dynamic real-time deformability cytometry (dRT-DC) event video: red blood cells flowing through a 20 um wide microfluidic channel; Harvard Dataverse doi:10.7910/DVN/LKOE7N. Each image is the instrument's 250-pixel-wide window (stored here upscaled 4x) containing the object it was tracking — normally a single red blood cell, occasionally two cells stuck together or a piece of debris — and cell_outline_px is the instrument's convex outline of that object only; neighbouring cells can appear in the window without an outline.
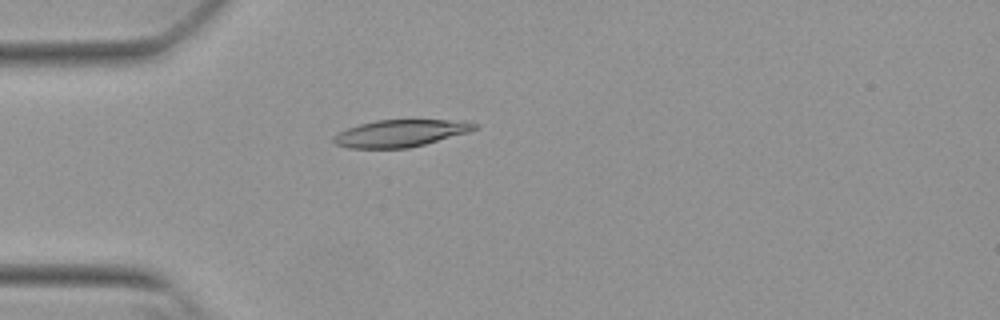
{"species": "Egyptian fruit bat (a non-hibernating species)", "species_latin": "Rousettus aegyptiacus", "temperature_condition": "warm", "stored_images_in_passage": 44, "camera_frame_rate_fps": 3000, "um_per_image_px": 0.085, "animal": {"sex": "female"}, "frame": {"image": 1, "passage_image": 6, "time_ms": 1.667, "image_size_px": [1000, 320], "cell_outline_px": [[480, 124], [476, 128], [468, 132], [424, 144], [408, 148], [348, 148], [336, 144], [332, 140], [332, 136], [348, 128], [360, 124], [376, 120], [472, 120]], "centroid_in_image_um": [34.08, 11.31], "position_along_channel_um": 50.9, "area_um2": 22.25}}
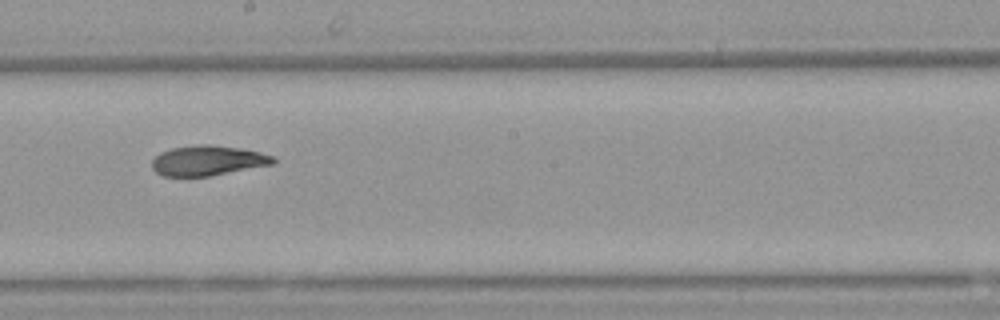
{"frame": {"image": 2, "passage_image": 21, "time_ms": 6.667, "image_size_px": [1000, 320], "cell_outline_px": [[276, 160], [272, 164], [208, 176], [164, 176], [156, 172], [152, 168], [152, 160], [160, 152], [172, 148], [200, 144], [208, 144], [240, 148], [260, 152], [276, 156]], "centroid_in_image_um": [17.66, 13.64], "position_along_channel_um": 230.5, "area_um2": 21.1}}
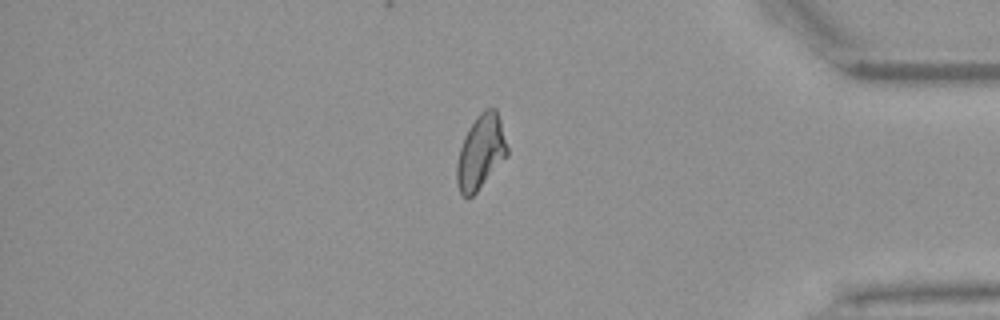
{"frame": {"image": 3, "passage_image": 36, "time_ms": 11.667, "image_size_px": [1000, 320], "cell_outline_px": [[508, 156], [476, 192], [472, 196], [464, 196], [460, 192], [456, 184], [456, 164], [460, 148], [464, 136], [468, 128], [476, 116], [484, 108], [496, 108], [500, 120], [508, 148]], "centroid_in_image_um": [40.86, 12.91], "position_along_channel_um": 394.3, "area_um2": 21.85}, "authors_computed_cell_mechanics": {"area_um2": 21.8195, "velocity_mm_per_s": 3.8327, "shape_relaxation_time_tau1_ms": 10.6896, "shape_relaxation_time_tau2_ms": 5.2438, "deformation_change_tau1": 0.2553, "deformation_change_tau2": 0.1037}}